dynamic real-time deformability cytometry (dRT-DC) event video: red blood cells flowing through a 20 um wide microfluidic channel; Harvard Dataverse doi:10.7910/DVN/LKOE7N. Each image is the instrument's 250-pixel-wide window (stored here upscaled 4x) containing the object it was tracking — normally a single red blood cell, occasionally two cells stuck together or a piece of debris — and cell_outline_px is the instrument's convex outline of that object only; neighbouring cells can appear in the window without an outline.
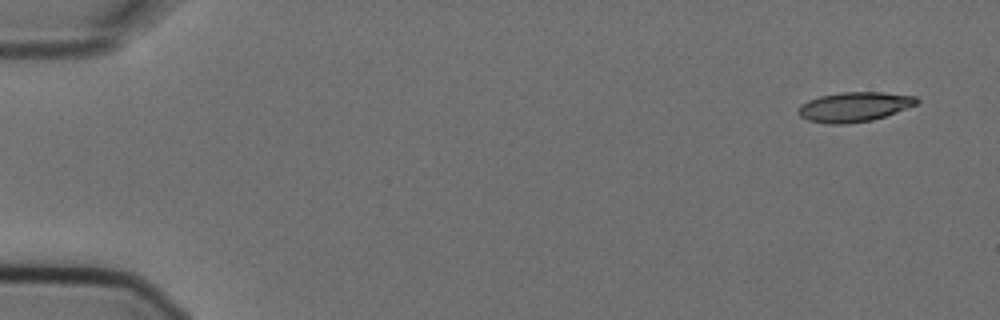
{"species": "Egyptian fruit bat (a non-hibernating species)", "species_latin": "Rousettus aegyptiacus", "temperature_condition": "cold", "stored_images_in_passage": 4, "camera_frame_rate_fps": 3000, "um_per_image_px": 0.085, "animal": {"sex": "female"}, "frame": {"image": 1, "passage_image": 1, "time_ms": 0.0, "image_size_px": [1000, 320], "cell_outline_px": [[920, 100], [916, 104], [896, 112], [872, 120], [848, 124], [828, 124], [808, 120], [800, 116], [796, 112], [796, 108], [800, 104], [808, 100], [820, 96], [840, 92], [884, 92], [916, 96]], "centroid_in_image_um": [72.57, 9.08], "position_along_channel_um": 12.4, "area_um2": 20.63}}
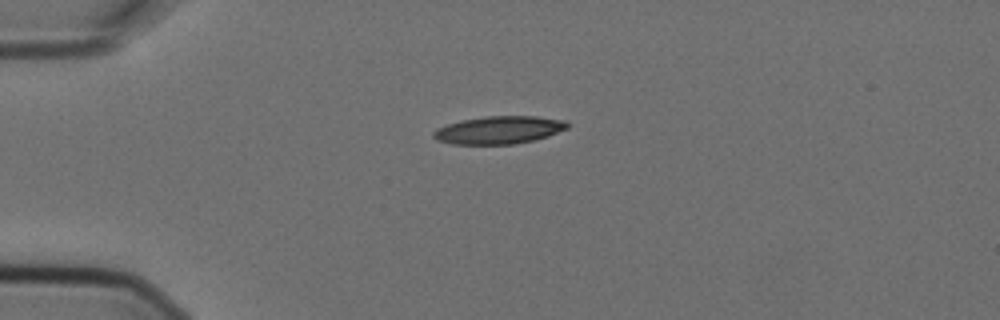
{"frame": {"image": 2, "passage_image": 3, "time_ms": 0.667, "image_size_px": [1000, 320], "cell_outline_px": [[568, 128], [548, 136], [532, 140], [512, 144], [452, 144], [436, 140], [432, 136], [432, 132], [436, 128], [448, 124], [464, 120], [484, 116], [536, 116], [568, 120]], "centroid_in_image_um": [42.41, 11.04], "position_along_channel_um": 42.6, "area_um2": 21.68}}